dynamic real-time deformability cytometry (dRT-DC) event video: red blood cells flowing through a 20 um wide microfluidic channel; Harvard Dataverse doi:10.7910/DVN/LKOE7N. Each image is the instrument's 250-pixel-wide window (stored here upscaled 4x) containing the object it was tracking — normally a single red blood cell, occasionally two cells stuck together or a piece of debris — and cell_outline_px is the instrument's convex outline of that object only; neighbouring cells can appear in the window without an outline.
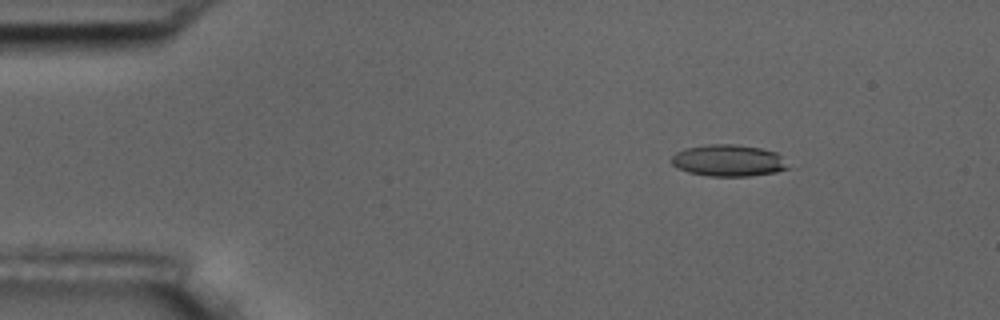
{"species": "common noctule bat (a hibernating species)", "species_latin": "Nyctalus noctula", "temperature_condition": "room temperature", "stored_images_in_passage": 4, "camera_frame_rate_fps": 3000, "um_per_image_px": 0.085, "animal": {"sex": "male", "body_mass_g": 17.5, "forearm_length_mm": 52.3}, "frame": {"image": 1, "passage_image": 2, "time_ms": 1.0, "image_size_px": [1000, 320], "cell_outline_px": [[792, 168], [776, 172], [748, 176], [708, 176], [688, 172], [676, 168], [672, 164], [672, 156], [676, 152], [684, 148], [708, 144], [736, 144], [760, 148], [776, 152]], "centroid_in_image_um": [61.91, 13.64], "position_along_channel_um": 23.1, "area_um2": 21.68}}